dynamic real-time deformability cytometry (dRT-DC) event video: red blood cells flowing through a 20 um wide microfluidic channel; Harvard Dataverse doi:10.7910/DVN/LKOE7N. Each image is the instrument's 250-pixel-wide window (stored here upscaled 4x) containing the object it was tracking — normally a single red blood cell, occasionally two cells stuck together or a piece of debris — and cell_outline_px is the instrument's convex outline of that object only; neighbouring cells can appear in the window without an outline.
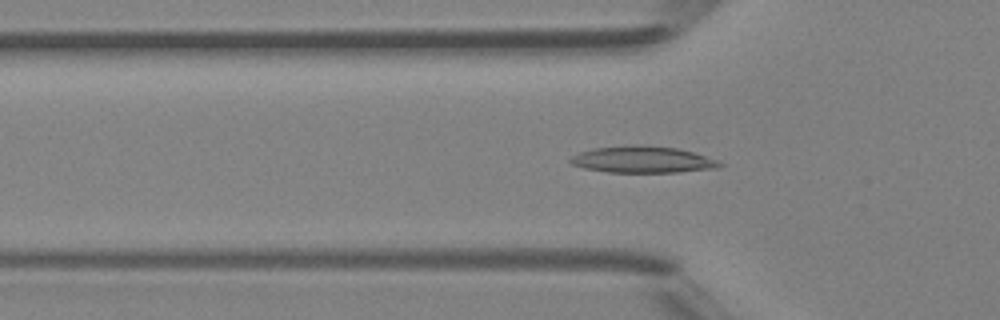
{"species": "Egyptian fruit bat (a non-hibernating species)", "species_latin": "Rousettus aegyptiacus", "temperature_condition": "room temperature", "stored_images_in_passage": 44, "segment_of_instrument_passage": [1, 2], "camera_frame_rate_fps": 3000, "um_per_image_px": 0.085, "animal": {"sex": "female"}, "frame": {"image": 1, "passage_image": 11, "time_ms": 3.333, "image_size_px": [1000, 320], "cell_outline_px": [[724, 164], [716, 168], [680, 172], [608, 172], [584, 168], [572, 164], [568, 160], [572, 156], [580, 152], [592, 148], [636, 144], [676, 148], [692, 152], [720, 160]], "centroid_in_image_um": [54.63, 13.56], "position_along_channel_um": 71.2, "area_um2": 23.18}}
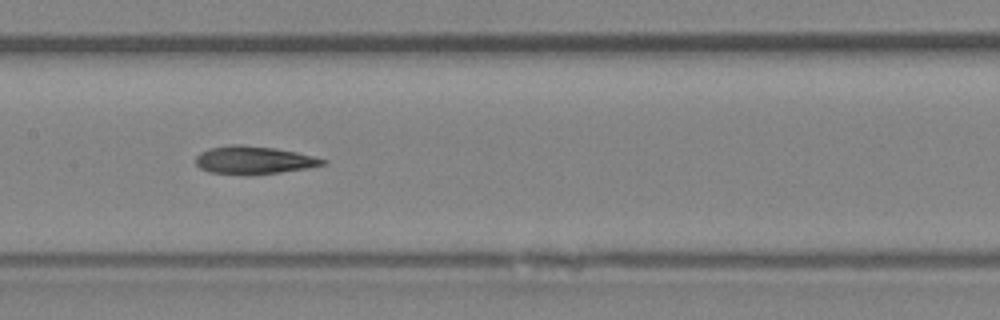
{"frame": {"image": 2, "passage_image": 19, "time_ms": 6.0, "image_size_px": [1000, 320], "cell_outline_px": [[328, 164], [308, 168], [280, 172], [208, 172], [200, 168], [196, 164], [196, 156], [200, 152], [208, 148], [228, 144], [240, 144], [276, 148], [296, 152], [328, 160]], "centroid_in_image_um": [21.59, 13.56], "position_along_channel_um": 185.8, "area_um2": 20.06}}
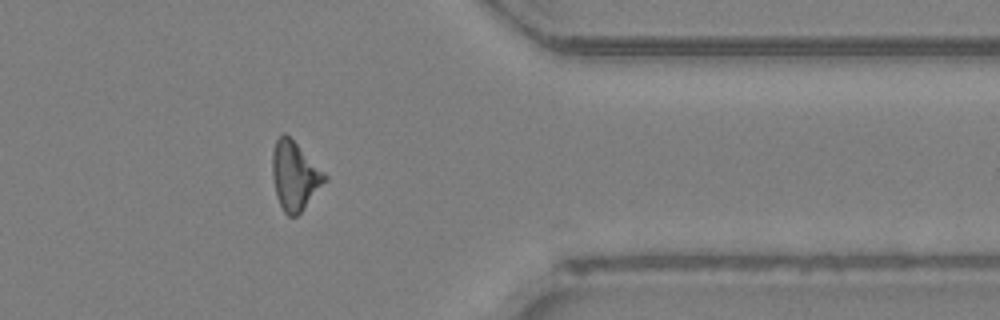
{"frame": {"image": 3, "passage_image": 34, "time_ms": 11.0, "image_size_px": [1000, 320], "cell_outline_px": [[328, 180], [300, 212], [296, 216], [288, 216], [284, 212], [276, 196], [272, 176], [272, 152], [276, 140], [284, 132], [328, 176]], "centroid_in_image_um": [25.04, 14.96], "position_along_channel_um": 386.4, "area_um2": 20.63}}